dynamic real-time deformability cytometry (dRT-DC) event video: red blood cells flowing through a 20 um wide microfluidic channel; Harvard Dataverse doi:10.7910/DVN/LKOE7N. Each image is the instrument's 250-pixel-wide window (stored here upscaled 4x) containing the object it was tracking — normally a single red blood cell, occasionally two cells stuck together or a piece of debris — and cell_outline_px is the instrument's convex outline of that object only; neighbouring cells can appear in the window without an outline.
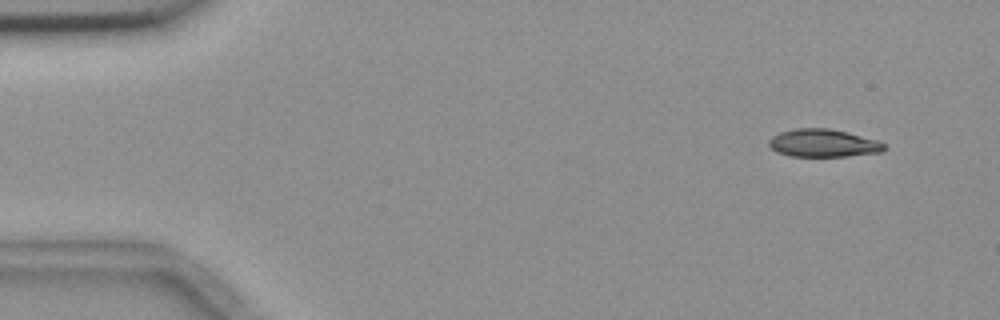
{"species": "common noctule bat (a hibernating species)", "species_latin": "Nyctalus noctula", "temperature_condition": "room temperature", "stored_images_in_passage": 9, "camera_frame_rate_fps": 3000, "um_per_image_px": 0.085, "animal": {"sex": "female", "body_mass_g": 18.4}, "frame": {"image": 1, "passage_image": 1, "time_ms": 0.0, "image_size_px": [1000, 320], "cell_outline_px": [[884, 148], [880, 152], [848, 156], [788, 156], [776, 152], [768, 144], [768, 140], [772, 136], [780, 132], [796, 128], [828, 128], [848, 132], [880, 140], [884, 144]], "centroid_in_image_um": [69.96, 12.16], "position_along_channel_um": 15.0, "area_um2": 18.79}}
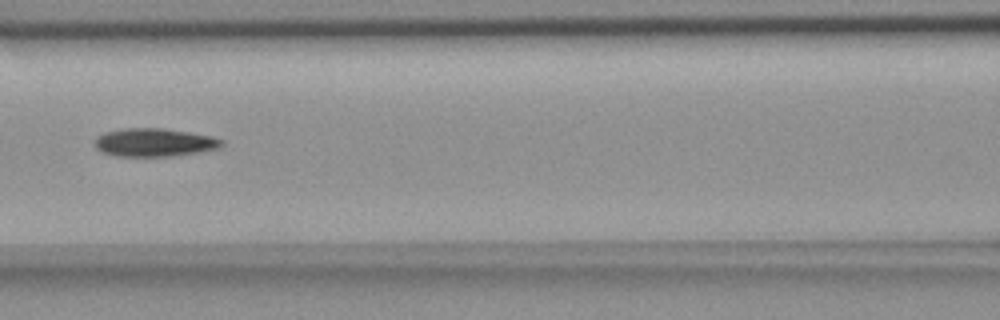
{"frame": {"image": 2, "passage_image": 6, "time_ms": 6.667, "image_size_px": [1000, 320], "cell_outline_px": [[224, 144], [216, 148], [196, 152], [172, 156], [116, 156], [104, 152], [96, 148], [96, 136], [104, 132], [128, 128], [160, 128], [188, 132], [212, 136], [224, 140]], "centroid_in_image_um": [13.11, 12.1], "position_along_channel_um": 153.5, "area_um2": 20.58}}
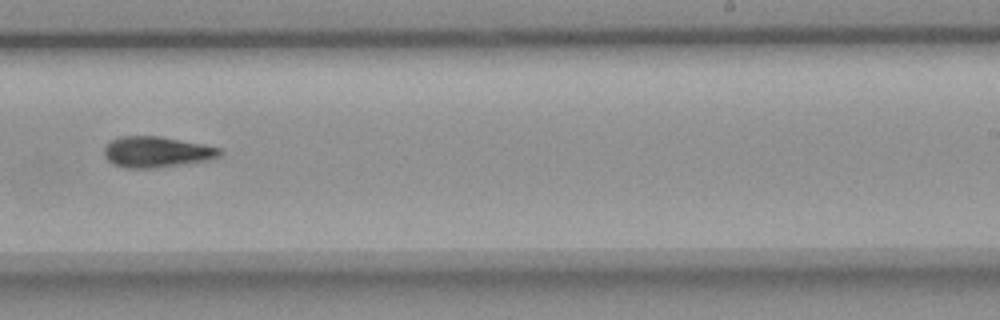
{"frame": {"image": 3, "passage_image": 9, "time_ms": 10.0, "image_size_px": [1000, 320], "cell_outline_px": [[224, 152], [220, 156], [208, 160], [188, 164], [152, 168], [124, 168], [112, 164], [104, 156], [104, 148], [112, 140], [120, 136], [160, 136], [204, 144], [224, 148]], "centroid_in_image_um": [13.37, 12.92], "position_along_channel_um": 275.6, "area_um2": 21.15}}